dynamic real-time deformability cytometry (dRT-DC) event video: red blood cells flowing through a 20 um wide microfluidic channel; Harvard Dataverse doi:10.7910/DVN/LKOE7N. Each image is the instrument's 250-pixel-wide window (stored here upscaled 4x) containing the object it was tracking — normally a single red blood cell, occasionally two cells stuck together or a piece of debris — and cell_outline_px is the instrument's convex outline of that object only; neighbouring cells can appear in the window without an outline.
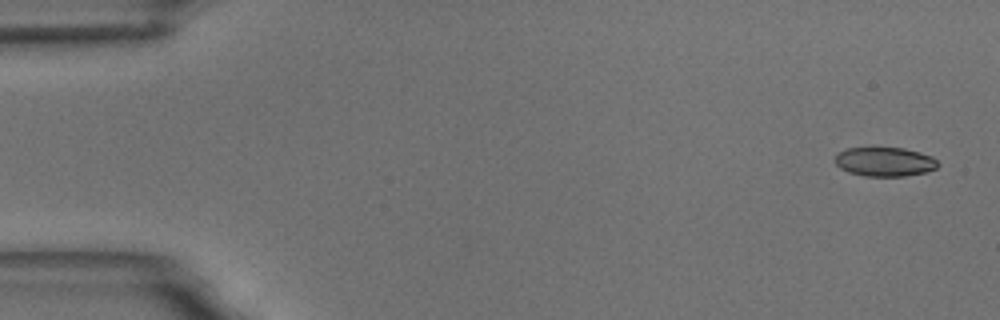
{"species": "common noctule bat (a hibernating species)", "species_latin": "Nyctalus noctula", "temperature_condition": "room temperature", "stored_images_in_passage": 7, "camera_frame_rate_fps": 3000, "um_per_image_px": 0.085, "animal": {"sex": "male", "body_mass_g": 18.8}, "frame": {"image": 1, "passage_image": 1, "time_ms": 0.0, "image_size_px": [1000, 320], "cell_outline_px": [[940, 164], [936, 168], [924, 172], [904, 176], [864, 176], [848, 172], [840, 168], [836, 164], [836, 156], [840, 152], [848, 148], [904, 148], [920, 152], [932, 156]], "centroid_in_image_um": [75.22, 13.75], "position_along_channel_um": 9.8, "area_um2": 17.34}}
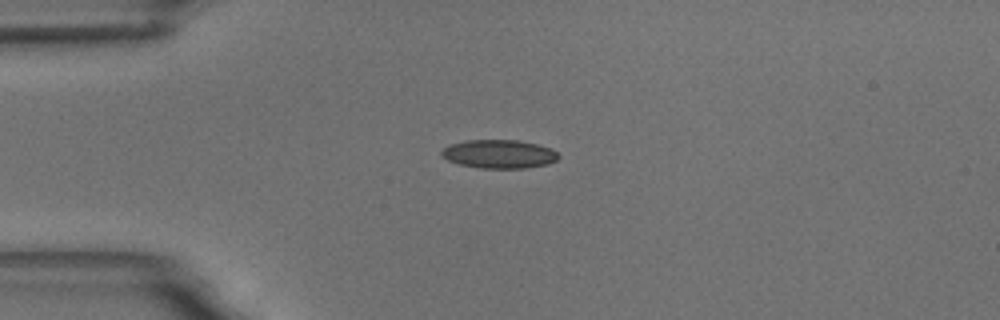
{"frame": {"image": 2, "passage_image": 4, "time_ms": 4.0, "image_size_px": [1000, 320], "cell_outline_px": [[560, 156], [556, 160], [548, 164], [524, 168], [480, 168], [460, 164], [448, 160], [440, 156], [440, 152], [444, 148], [452, 144], [464, 140], [516, 140], [536, 144], [552, 148]], "centroid_in_image_um": [42.42, 13.09], "position_along_channel_um": 42.6, "area_um2": 19.42}}